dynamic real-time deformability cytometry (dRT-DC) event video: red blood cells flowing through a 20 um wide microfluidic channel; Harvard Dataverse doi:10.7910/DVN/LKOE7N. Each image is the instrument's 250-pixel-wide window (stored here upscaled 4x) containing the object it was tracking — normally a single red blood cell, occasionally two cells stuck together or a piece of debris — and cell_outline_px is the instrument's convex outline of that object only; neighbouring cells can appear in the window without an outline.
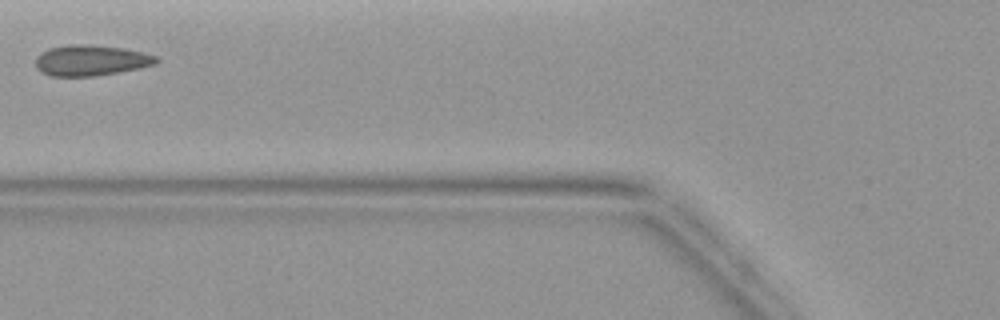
{"species": "common noctule bat (a hibernating species)", "species_latin": "Nyctalus noctula", "temperature_condition": "warm", "stored_images_in_passage": 2, "camera_frame_rate_fps": 3000, "um_per_image_px": 0.085, "animal": {"sex": "female", "body_mass_g": 19.9}, "frame": {"image": 1, "passage_image": 2, "time_ms": 1.333, "image_size_px": [1000, 320], "cell_outline_px": [[160, 60], [156, 64], [140, 68], [96, 76], [52, 76], [40, 72], [36, 68], [36, 56], [40, 52], [48, 48], [68, 44], [88, 44], [124, 48], [144, 52], [156, 56]], "centroid_in_image_um": [7.72, 5.12], "position_along_channel_um": 118.1, "area_um2": 21.91}}